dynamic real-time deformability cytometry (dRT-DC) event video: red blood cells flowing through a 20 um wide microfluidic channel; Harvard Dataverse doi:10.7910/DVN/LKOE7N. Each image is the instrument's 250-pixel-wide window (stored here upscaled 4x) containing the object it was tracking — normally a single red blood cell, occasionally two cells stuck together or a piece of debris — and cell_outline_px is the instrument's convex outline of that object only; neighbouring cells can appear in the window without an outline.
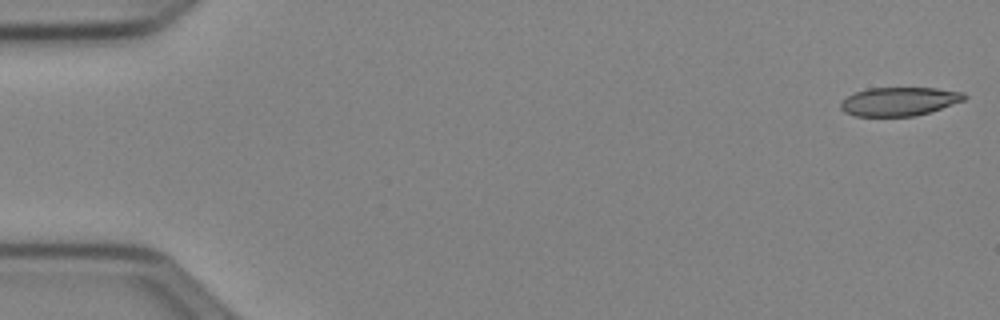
{"species": "Egyptian fruit bat (a non-hibernating species)", "species_latin": "Rousettus aegyptiacus", "temperature_condition": "cold", "stored_images_in_passage": 51, "camera_frame_rate_fps": 3000, "um_per_image_px": 0.085, "animal": {"sex": "female"}, "frame": {"image": 1, "passage_image": 1, "time_ms": 0.0, "image_size_px": [1000, 320], "cell_outline_px": [[968, 96], [964, 100], [928, 112], [912, 116], [856, 116], [844, 112], [840, 108], [840, 104], [848, 96], [856, 92], [868, 88], [936, 88], [964, 92]], "centroid_in_image_um": [76.43, 8.62], "position_along_channel_um": 8.6, "area_um2": 20.4}}
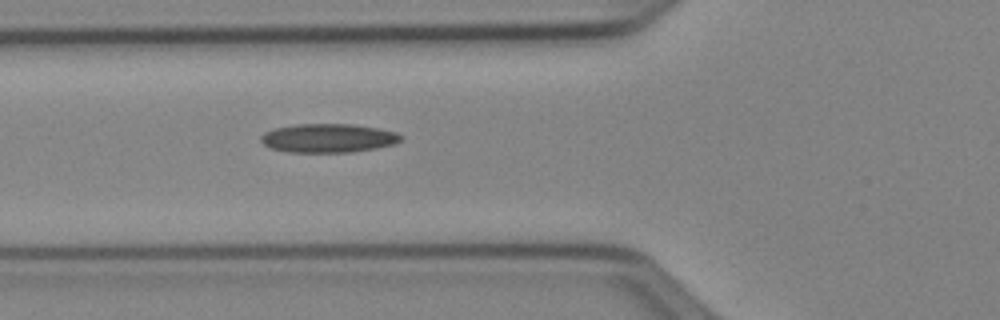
{"frame": {"image": 2, "passage_image": 19, "time_ms": 6.0, "image_size_px": [1000, 320], "cell_outline_px": [[404, 136], [400, 140], [392, 144], [376, 148], [352, 152], [288, 152], [268, 148], [260, 140], [260, 136], [264, 132], [276, 128], [296, 124], [352, 124], [380, 128], [396, 132]], "centroid_in_image_um": [27.88, 11.74], "position_along_channel_um": 97.9, "area_um2": 23.58}}
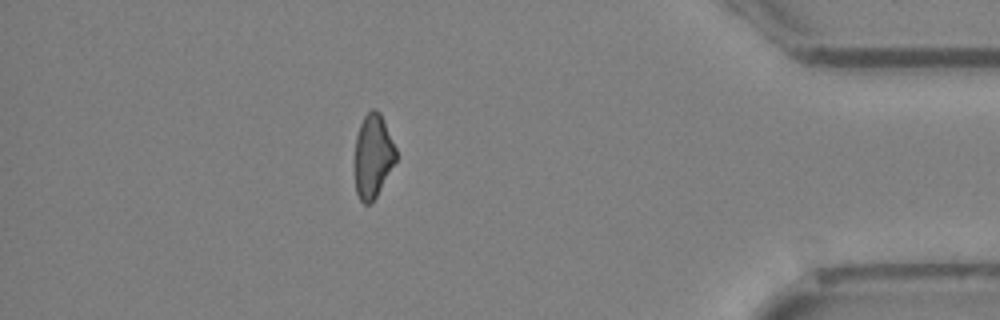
{"frame": {"image": 3, "passage_image": 45, "time_ms": 14.667, "image_size_px": [1000, 320], "cell_outline_px": [[396, 160], [372, 204], [364, 204], [360, 200], [356, 192], [356, 136], [360, 124], [364, 116], [372, 108], [376, 108], [380, 112], [396, 148]], "centroid_in_image_um": [31.71, 13.26], "position_along_channel_um": 403.5, "area_um2": 19.83}, "authors_computed_cell_mechanics": {"area_um2": 21.9062, "velocity_mm_per_s": 3.983, "shape_relaxation_time_tau1_ms": null, "shape_relaxation_time_tau2_ms": 8.389, "deformation_change_tau1": null, "deformation_change_tau2": 0.2004}}